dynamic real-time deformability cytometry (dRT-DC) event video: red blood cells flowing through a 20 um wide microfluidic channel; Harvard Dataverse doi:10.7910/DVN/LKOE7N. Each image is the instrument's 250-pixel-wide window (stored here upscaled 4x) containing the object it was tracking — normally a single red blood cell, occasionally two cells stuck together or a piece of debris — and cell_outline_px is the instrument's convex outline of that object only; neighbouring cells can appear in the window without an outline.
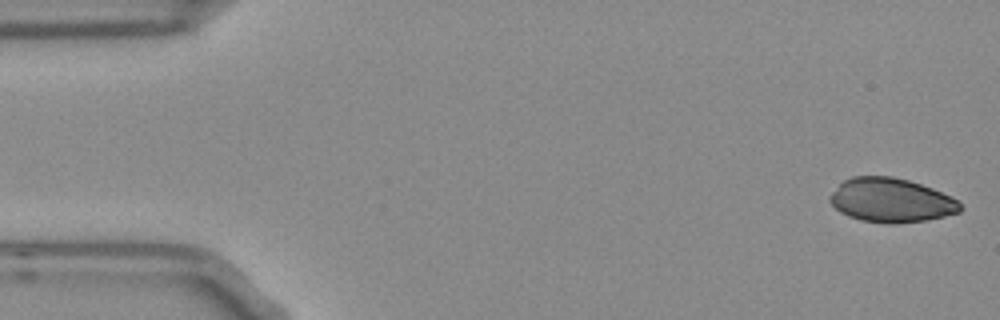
{"species": "Egyptian fruit bat (a non-hibernating species)", "species_latin": "Rousettus aegyptiacus", "temperature_condition": "room temperature", "stored_images_in_passage": 53, "camera_frame_rate_fps": 3000, "um_per_image_px": 0.085, "frame": {"image": 1, "passage_image": 1, "time_ms": 0.0, "image_size_px": [1000, 320], "cell_outline_px": [[964, 208], [960, 212], [944, 216], [924, 220], [892, 224], [888, 224], [860, 220], [848, 216], [840, 212], [828, 200], [828, 196], [844, 180], [852, 176], [892, 176], [908, 180], [932, 188], [952, 196]], "centroid_in_image_um": [75.73, 17.02], "position_along_channel_um": 9.3, "area_um2": 33.52}}
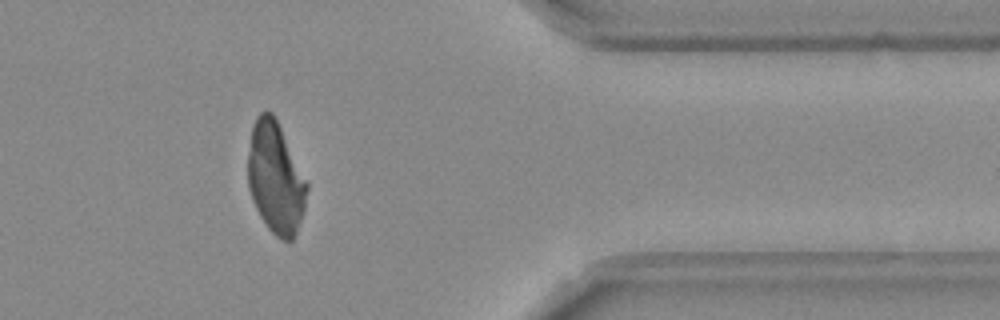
{"frame": {"image": 2, "passage_image": 43, "time_ms": 14.0, "image_size_px": [1000, 320], "cell_outline_px": [[308, 188], [304, 208], [296, 232], [292, 240], [280, 240], [268, 228], [260, 216], [252, 200], [248, 188], [248, 152], [252, 128], [256, 116], [260, 112], [272, 112], [276, 116], [308, 184]], "centroid_in_image_um": [23.41, 15.1], "position_along_channel_um": 388.0, "area_um2": 38.26}}
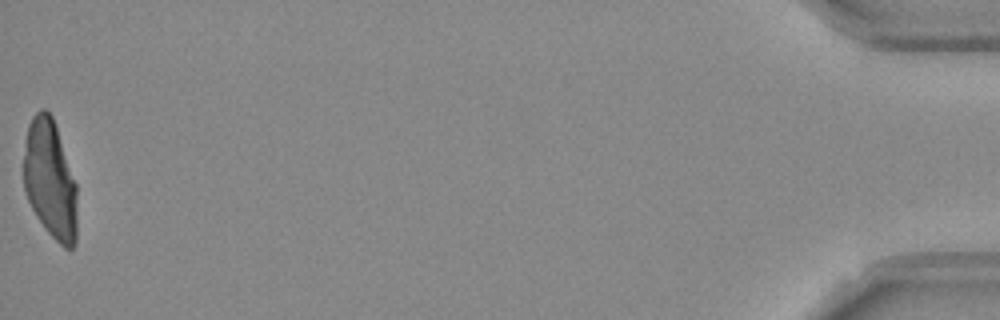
{"frame": {"image": 3, "passage_image": 53, "time_ms": 17.333, "image_size_px": [1000, 320], "cell_outline_px": [[76, 244], [72, 248], [64, 248], [44, 228], [36, 216], [28, 200], [24, 188], [24, 156], [28, 124], [32, 116], [40, 108], [44, 108], [52, 116], [76, 184]], "centroid_in_image_um": [4.25, 15.28], "position_along_channel_um": 430.9, "area_um2": 36.7}}